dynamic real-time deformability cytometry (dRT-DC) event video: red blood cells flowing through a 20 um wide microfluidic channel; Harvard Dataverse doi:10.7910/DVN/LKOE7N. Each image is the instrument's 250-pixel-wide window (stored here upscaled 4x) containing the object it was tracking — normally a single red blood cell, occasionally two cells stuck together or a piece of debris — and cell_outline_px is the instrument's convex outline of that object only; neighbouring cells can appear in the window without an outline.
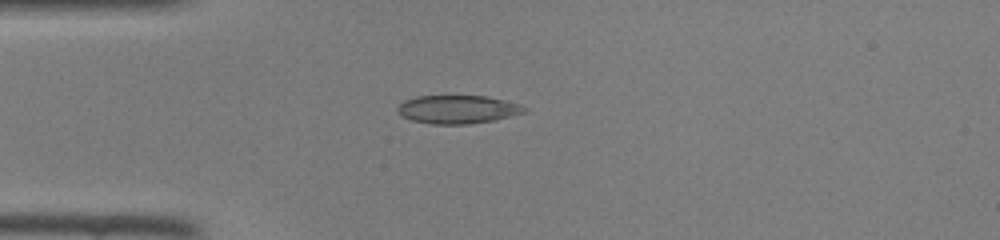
{"species": "common noctule bat (a hibernating species)", "species_latin": "Nyctalus noctula", "temperature_condition": "room temperature", "stored_images_in_passage": 35, "camera_frame_rate_fps": 3000, "um_per_image_px": 0.085, "animal": {"sex": "female", "body_mass_g": 22.0, "forearm_length_mm": 56.7}, "frame": {"image": 1, "passage_image": 1, "time_ms": 0.0, "image_size_px": [1000, 240], "cell_outline_px": [[528, 108], [524, 112], [492, 120], [468, 124], [432, 124], [412, 120], [400, 116], [396, 108], [404, 100], [416, 96], [488, 96], [520, 104]], "centroid_in_image_um": [38.86, 9.29], "position_along_channel_um": 46.1, "area_um2": 20.81}}
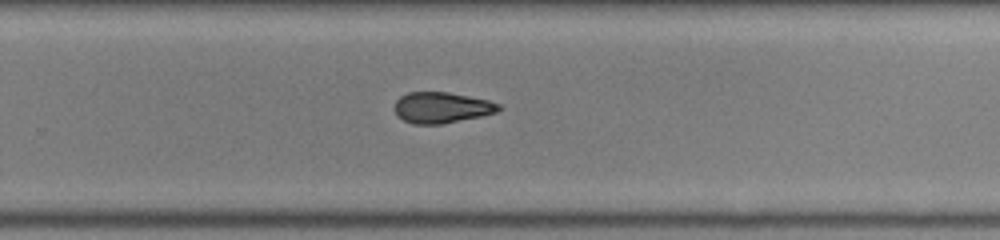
{"frame": {"image": 2, "passage_image": 19, "time_ms": 6.0, "image_size_px": [1000, 240], "cell_outline_px": [[504, 108], [496, 112], [480, 116], [440, 124], [412, 124], [404, 120], [396, 112], [396, 100], [400, 96], [408, 92], [448, 92], [488, 100], [500, 104]], "centroid_in_image_um": [37.56, 9.13], "position_along_channel_um": 292.2, "area_um2": 18.55}}
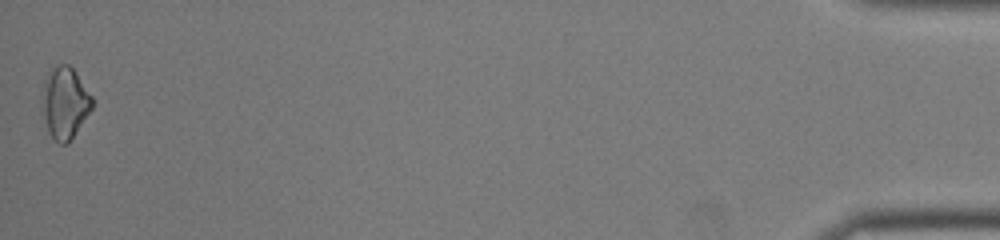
{"frame": {"image": 3, "passage_image": 35, "time_ms": 11.333, "image_size_px": [1000, 240], "cell_outline_px": [[92, 108], [68, 144], [60, 144], [48, 132], [44, 116], [44, 80], [48, 72], [56, 64], [68, 64], [76, 72], [92, 96]], "centroid_in_image_um": [5.53, 8.73], "position_along_channel_um": 429.7, "area_um2": 20.4}}